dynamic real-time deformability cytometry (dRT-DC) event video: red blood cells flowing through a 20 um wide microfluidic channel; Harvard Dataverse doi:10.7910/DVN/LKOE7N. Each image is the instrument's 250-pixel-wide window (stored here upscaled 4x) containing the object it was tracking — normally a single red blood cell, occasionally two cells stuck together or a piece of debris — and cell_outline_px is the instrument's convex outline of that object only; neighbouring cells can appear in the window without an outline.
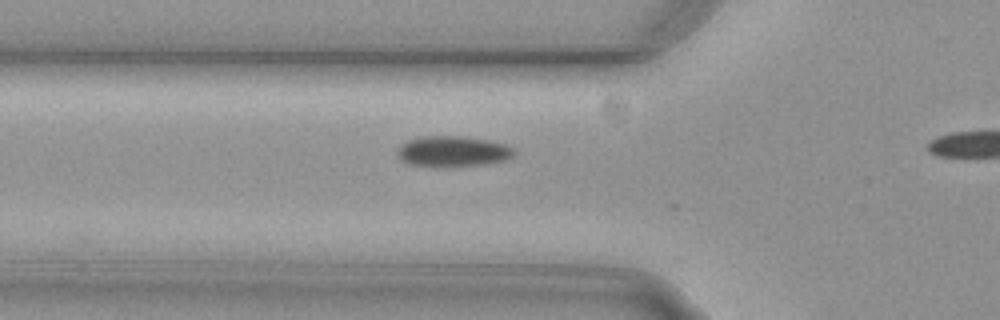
{"species": "common noctule bat (a hibernating species)", "species_latin": "Nyctalus noctula", "temperature_condition": "cold", "stored_images_in_passage": 8, "camera_frame_rate_fps": 3000, "um_per_image_px": 0.085, "animal": {"sex": "female", "body_mass_g": 29.2, "forearm_length_mm": 56.3}, "frame": {"image": 1, "passage_image": 6, "time_ms": 1.667, "image_size_px": [1000, 320], "cell_outline_px": [[516, 152], [512, 156], [504, 160], [484, 164], [412, 164], [400, 160], [396, 152], [400, 144], [408, 140], [424, 136], [460, 136], [488, 140], [504, 144], [512, 148]], "centroid_in_image_um": [38.47, 12.82], "position_along_channel_um": 87.3, "area_um2": 19.94}}